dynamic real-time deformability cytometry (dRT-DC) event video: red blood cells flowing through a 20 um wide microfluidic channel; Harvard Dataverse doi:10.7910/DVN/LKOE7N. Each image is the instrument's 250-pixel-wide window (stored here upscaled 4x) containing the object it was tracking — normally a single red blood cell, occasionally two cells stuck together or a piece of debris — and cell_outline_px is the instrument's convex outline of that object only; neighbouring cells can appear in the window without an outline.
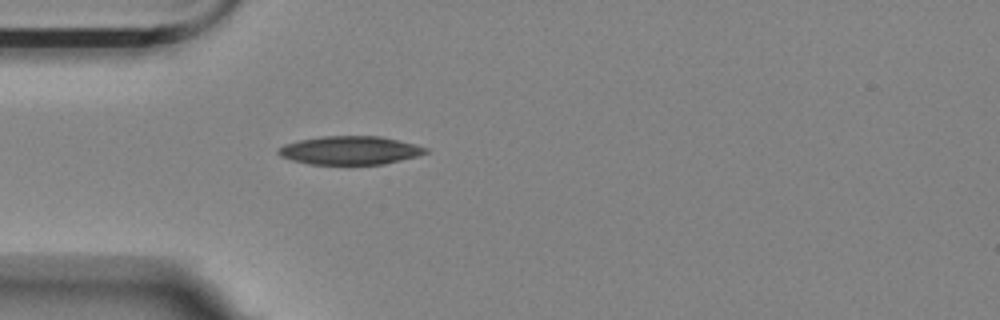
{"species": "Egyptian fruit bat (a non-hibernating species)", "species_latin": "Rousettus aegyptiacus", "temperature_condition": "room temperature", "stored_images_in_passage": 2, "camera_frame_rate_fps": 3000, "um_per_image_px": 0.085, "animal": {"sex": "female"}, "frame": {"image": 1, "passage_image": 2, "time_ms": 1.0, "image_size_px": [1000, 320], "cell_outline_px": [[428, 152], [416, 156], [384, 164], [308, 164], [292, 160], [280, 156], [276, 152], [284, 144], [300, 140], [324, 136], [380, 136], [416, 144], [428, 148]], "centroid_in_image_um": [29.75, 12.78], "position_along_channel_um": 55.3, "area_um2": 24.28}}